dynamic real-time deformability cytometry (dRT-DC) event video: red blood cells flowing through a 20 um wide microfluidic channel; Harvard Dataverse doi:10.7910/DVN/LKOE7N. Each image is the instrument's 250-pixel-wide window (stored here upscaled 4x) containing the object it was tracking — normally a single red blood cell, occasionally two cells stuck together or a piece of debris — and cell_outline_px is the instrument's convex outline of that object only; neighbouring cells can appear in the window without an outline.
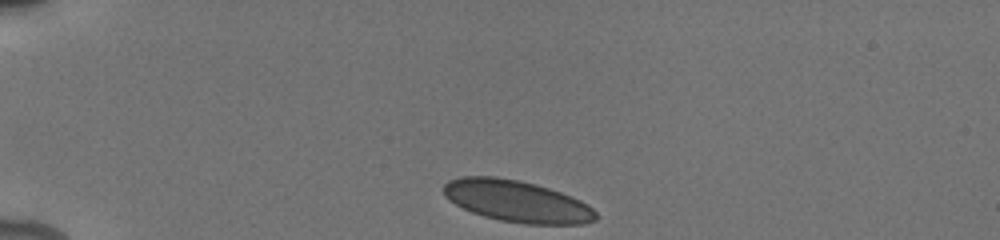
{"species": "human", "species_latin": "Homo sapiens", "temperature_condition": "cold", "stored_images_in_passage": 19, "camera_frame_rate_fps": 3000, "um_per_image_px": 0.085, "donor": {"sex": "male"}, "frame": {"image": 1, "passage_image": 1, "time_ms": 0.0, "image_size_px": [1000, 240], "cell_outline_px": [[596, 220], [584, 224], [524, 224], [500, 220], [484, 216], [472, 212], [456, 204], [444, 196], [444, 184], [448, 180], [460, 176], [496, 176], [520, 180], [536, 184], [572, 196], [588, 204], [596, 212]], "centroid_in_image_um": [43.94, 17.09], "position_along_channel_um": 41.1, "area_um2": 37.05}}
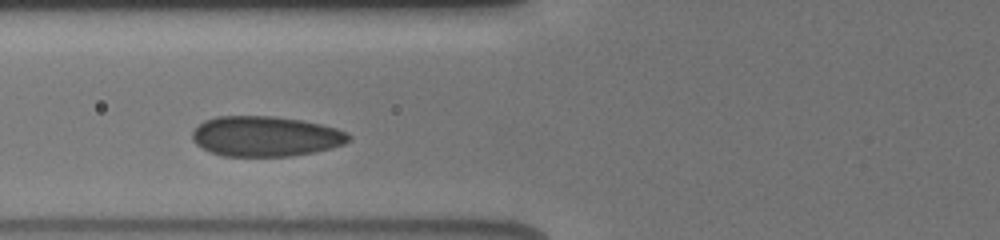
{"frame": {"image": 2, "passage_image": 10, "time_ms": 3.0, "image_size_px": [1000, 240], "cell_outline_px": [[352, 136], [344, 144], [332, 148], [292, 156], [224, 156], [208, 152], [196, 144], [192, 140], [192, 132], [204, 120], [216, 116], [272, 116], [300, 120], [320, 124], [336, 128], [348, 132]], "centroid_in_image_um": [22.56, 11.59], "position_along_channel_um": 103.2, "area_um2": 36.76}}
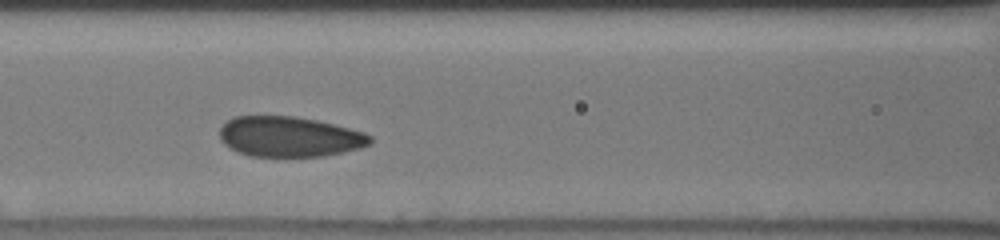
{"frame": {"image": 3, "passage_image": 13, "time_ms": 4.0, "image_size_px": [1000, 240], "cell_outline_px": [[372, 144], [360, 148], [324, 156], [248, 156], [224, 144], [220, 140], [220, 128], [232, 116], [296, 116], [316, 120], [364, 132], [372, 136]], "centroid_in_image_um": [24.61, 11.61], "position_along_channel_um": 142.0, "area_um2": 35.26}}